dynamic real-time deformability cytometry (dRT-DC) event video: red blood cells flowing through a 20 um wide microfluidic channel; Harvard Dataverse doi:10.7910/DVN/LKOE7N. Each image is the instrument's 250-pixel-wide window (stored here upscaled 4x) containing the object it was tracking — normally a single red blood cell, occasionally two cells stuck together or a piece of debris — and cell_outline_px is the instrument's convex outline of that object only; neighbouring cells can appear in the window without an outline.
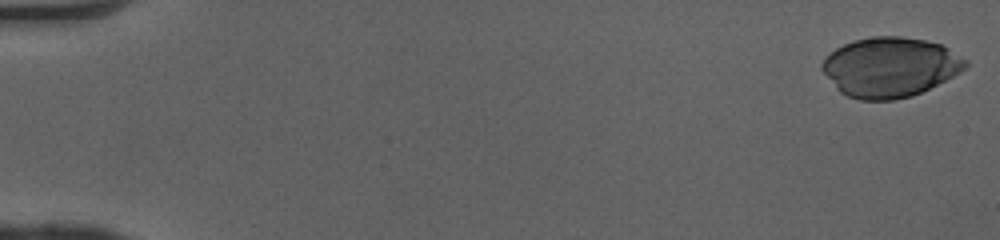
{"species": "human", "species_latin": "Homo sapiens", "temperature_condition": "cold", "stored_images_in_passage": 12, "camera_frame_rate_fps": 3000, "um_per_image_px": 0.085, "donor": {"sex": "female"}, "frame": {"image": 1, "passage_image": 1, "time_ms": 0.0, "image_size_px": [1000, 240], "cell_outline_px": [[968, 64], [960, 72], [912, 96], [892, 100], [860, 100], [848, 96], [840, 92], [836, 88], [820, 68], [820, 64], [824, 56], [836, 48], [844, 44], [856, 40], [872, 36], [904, 36], [924, 40], [940, 44], [948, 48], [968, 60]], "centroid_in_image_um": [75.62, 5.7], "position_along_channel_um": 9.4, "area_um2": 49.82}}